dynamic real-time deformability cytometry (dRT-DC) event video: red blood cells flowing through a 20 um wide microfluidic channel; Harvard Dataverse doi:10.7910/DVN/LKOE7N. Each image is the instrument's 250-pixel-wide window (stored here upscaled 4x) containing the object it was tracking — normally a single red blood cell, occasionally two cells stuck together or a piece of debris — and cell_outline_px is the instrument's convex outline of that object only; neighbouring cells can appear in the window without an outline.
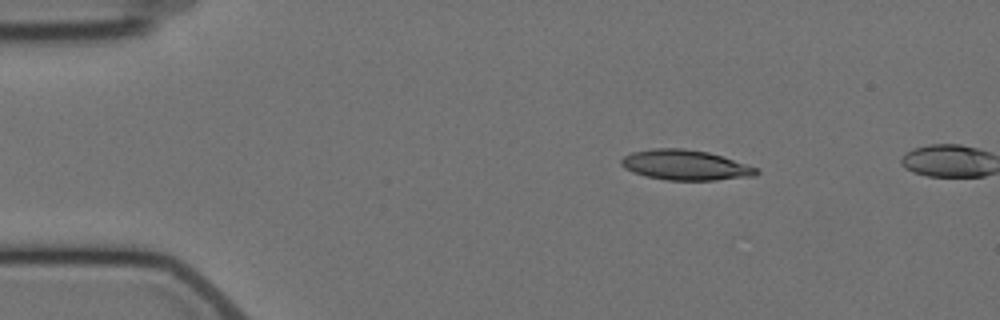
{"species": "Egyptian fruit bat (a non-hibernating species)", "species_latin": "Rousettus aegyptiacus", "temperature_condition": "cold", "stored_images_in_passage": 4, "camera_frame_rate_fps": 3000, "um_per_image_px": 0.085, "animal": {"sex": "female"}, "frame": {"image": 1, "passage_image": 2, "time_ms": 1.0, "image_size_px": [1000, 320], "cell_outline_px": [[760, 172], [756, 176], [716, 180], [668, 180], [648, 176], [632, 172], [624, 168], [620, 164], [620, 160], [624, 156], [632, 152], [652, 148], [684, 148], [708, 152], [760, 168]], "centroid_in_image_um": [58.28, 14.03], "position_along_channel_um": 26.7, "area_um2": 23.87}}